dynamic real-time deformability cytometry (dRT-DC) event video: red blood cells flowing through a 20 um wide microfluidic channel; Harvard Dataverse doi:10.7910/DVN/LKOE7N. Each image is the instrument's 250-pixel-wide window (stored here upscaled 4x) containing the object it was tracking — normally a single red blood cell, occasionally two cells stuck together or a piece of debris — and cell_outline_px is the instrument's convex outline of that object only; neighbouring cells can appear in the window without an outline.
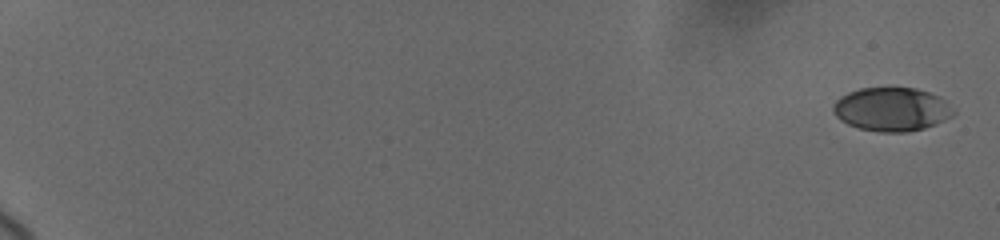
{"species": "human", "species_latin": "Homo sapiens", "temperature_condition": "cold", "stored_images_in_passage": 76, "camera_frame_rate_fps": 3000, "um_per_image_px": 0.085, "donor": {"sex": "female"}, "frame": {"image": 1, "passage_image": 1, "time_ms": 0.0, "image_size_px": [1000, 240], "cell_outline_px": [[956, 112], [952, 116], [936, 124], [924, 128], [908, 132], [880, 132], [860, 128], [848, 124], [840, 120], [836, 116], [832, 108], [832, 104], [840, 96], [848, 92], [860, 88], [916, 88], [928, 92], [944, 100]], "centroid_in_image_um": [75.77, 9.29], "position_along_channel_um": 9.2, "area_um2": 30.52}}
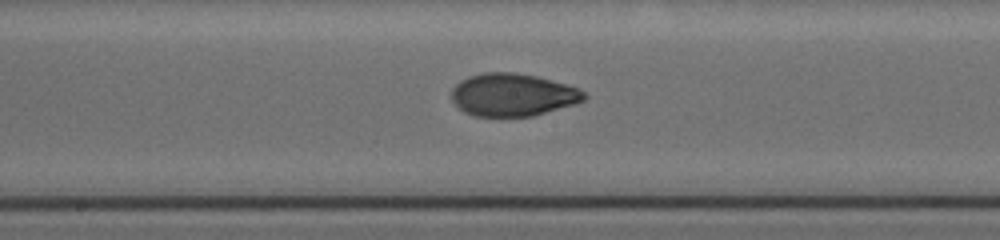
{"frame": {"image": 2, "passage_image": 37, "time_ms": 11.333, "image_size_px": [1000, 240], "cell_outline_px": [[588, 96], [584, 100], [576, 104], [532, 116], [472, 116], [464, 112], [452, 100], [452, 88], [460, 80], [468, 76], [484, 72], [516, 72], [536, 76], [580, 88]], "centroid_in_image_um": [43.59, 8.05], "position_along_channel_um": 204.6, "area_um2": 33.12}}
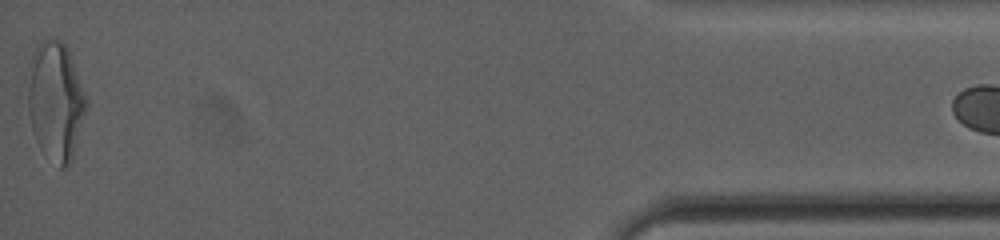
{"frame": {"image": 3, "passage_image": 74, "time_ms": 19.333, "image_size_px": [1000, 240], "cell_outline_px": [[88, 104], [72, 160], [68, 168], [60, 168], [40, 148], [36, 140], [32, 128], [28, 112], [28, 64], [36, 44], [44, 40], [60, 40], [68, 48], [88, 100]], "centroid_in_image_um": [4.73, 8.58], "position_along_channel_um": 430.5, "area_um2": 40.63}}